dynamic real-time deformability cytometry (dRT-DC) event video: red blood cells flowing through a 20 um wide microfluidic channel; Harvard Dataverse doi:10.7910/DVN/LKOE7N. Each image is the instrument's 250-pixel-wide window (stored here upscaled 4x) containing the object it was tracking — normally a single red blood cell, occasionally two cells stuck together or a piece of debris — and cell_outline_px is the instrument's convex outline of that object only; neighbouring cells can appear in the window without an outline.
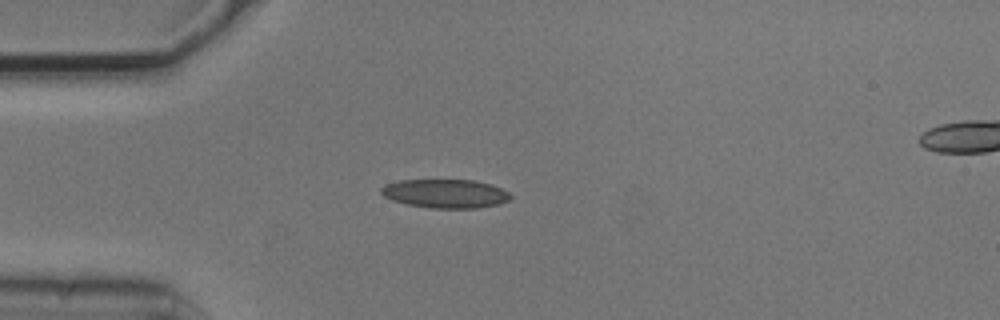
{"species": "common noctule bat (a hibernating species)", "species_latin": "Nyctalus noctula", "temperature_condition": "cold", "stored_images_in_passage": 1, "camera_frame_rate_fps": 3000, "um_per_image_px": 0.085, "animal": {"sex": "male", "body_mass_g": 20.5, "forearm_length_mm": 52.5}, "frame": {"image": 1, "passage_image": 1, "time_ms": 0.0, "image_size_px": [1000, 320], "cell_outline_px": [[512, 196], [508, 200], [500, 204], [476, 208], [432, 208], [408, 204], [392, 200], [384, 196], [380, 192], [380, 188], [384, 184], [396, 180], [472, 180], [492, 184], [508, 192]], "centroid_in_image_um": [37.83, 16.45], "position_along_channel_um": 47.2, "area_um2": 21.73}}